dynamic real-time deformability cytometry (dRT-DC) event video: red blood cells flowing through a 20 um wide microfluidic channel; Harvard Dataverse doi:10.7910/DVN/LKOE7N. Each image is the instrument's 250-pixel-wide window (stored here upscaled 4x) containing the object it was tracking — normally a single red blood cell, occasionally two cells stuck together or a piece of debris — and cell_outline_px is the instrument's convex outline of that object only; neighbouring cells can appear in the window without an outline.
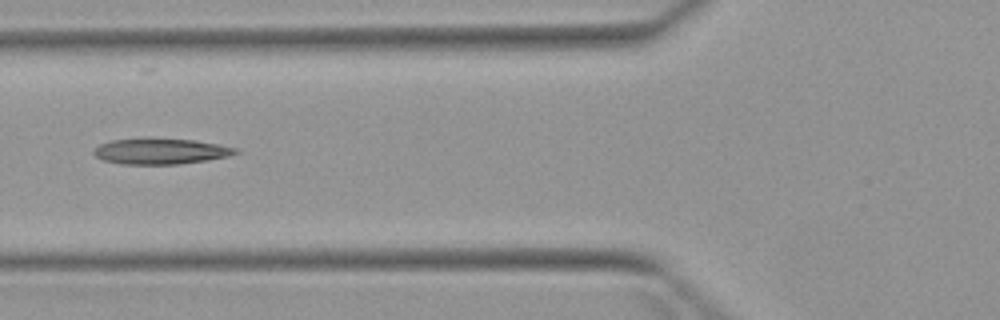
{"species": "Egyptian fruit bat (a non-hibernating species)", "species_latin": "Rousettus aegyptiacus", "temperature_condition": "warm", "stored_images_in_passage": 4, "camera_frame_rate_fps": 3000, "um_per_image_px": 0.085, "animal": {"sex": "female"}, "frame": {"image": 1, "passage_image": 4, "time_ms": 4.333, "image_size_px": [1000, 320], "cell_outline_px": [[240, 152], [228, 156], [204, 160], [176, 164], [120, 164], [104, 160], [96, 156], [92, 152], [100, 144], [112, 140], [196, 140], [220, 144], [236, 148]], "centroid_in_image_um": [13.68, 12.88], "position_along_channel_um": 112.1, "area_um2": 20.52}}